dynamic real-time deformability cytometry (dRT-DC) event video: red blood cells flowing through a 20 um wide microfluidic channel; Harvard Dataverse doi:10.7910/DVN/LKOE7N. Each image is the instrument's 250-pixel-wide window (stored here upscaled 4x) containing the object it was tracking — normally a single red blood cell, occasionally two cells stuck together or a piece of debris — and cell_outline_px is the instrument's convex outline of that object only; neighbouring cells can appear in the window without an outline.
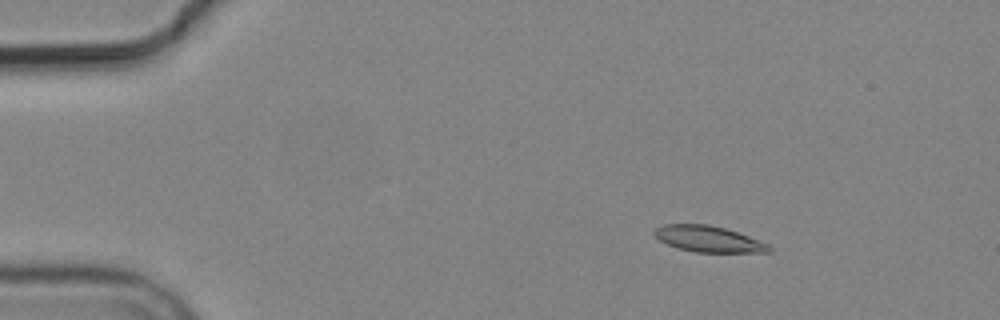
{"species": "common noctule bat (a hibernating species)", "species_latin": "Nyctalus noctula", "temperature_condition": "cold", "stored_images_in_passage": 5, "camera_frame_rate_fps": 3000, "um_per_image_px": 0.085, "animal": {"sex": "male", "body_mass_g": 19.2, "forearm_length_mm": 51.8}, "frame": {"image": 1, "passage_image": 2, "time_ms": 1.333, "image_size_px": [1000, 320], "cell_outline_px": [[772, 252], [696, 252], [676, 248], [660, 240], [652, 232], [656, 228], [664, 224], [708, 224], [724, 228], [748, 236], [768, 244], [772, 248]], "centroid_in_image_um": [60.21, 20.31], "position_along_channel_um": 24.8, "area_um2": 17.28}}
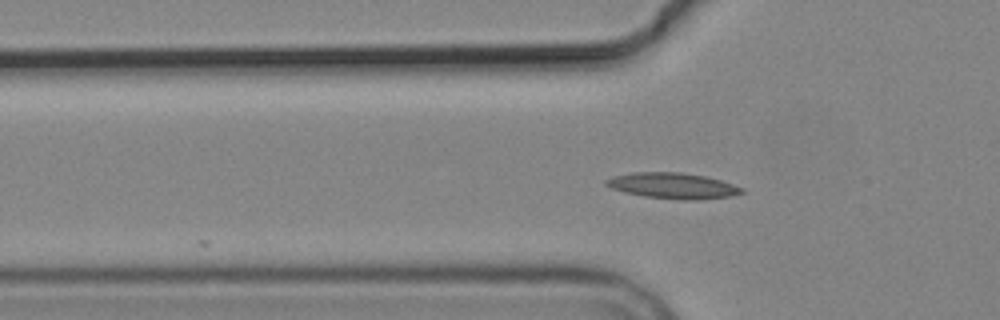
{"frame": {"image": 2, "passage_image": 4, "time_ms": 4.667, "image_size_px": [1000, 320], "cell_outline_px": [[744, 192], [728, 196], [696, 200], [680, 200], [644, 196], [624, 192], [612, 188], [604, 184], [604, 180], [612, 176], [632, 172], [680, 172], [704, 176], [720, 180], [744, 188]], "centroid_in_image_um": [57.14, 15.78], "position_along_channel_um": 68.7, "area_um2": 20.35}}
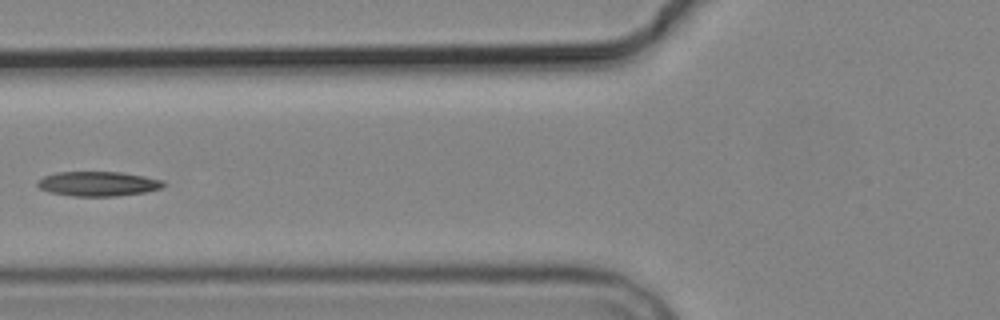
{"frame": {"image": 3, "passage_image": 5, "time_ms": 6.0, "image_size_px": [1000, 320], "cell_outline_px": [[168, 184], [164, 188], [144, 192], [116, 196], [72, 196], [52, 192], [40, 188], [36, 184], [36, 180], [44, 176], [56, 172], [120, 172], [144, 176], [164, 180]], "centroid_in_image_um": [8.38, 15.61], "position_along_channel_um": 117.4, "area_um2": 18.21}}